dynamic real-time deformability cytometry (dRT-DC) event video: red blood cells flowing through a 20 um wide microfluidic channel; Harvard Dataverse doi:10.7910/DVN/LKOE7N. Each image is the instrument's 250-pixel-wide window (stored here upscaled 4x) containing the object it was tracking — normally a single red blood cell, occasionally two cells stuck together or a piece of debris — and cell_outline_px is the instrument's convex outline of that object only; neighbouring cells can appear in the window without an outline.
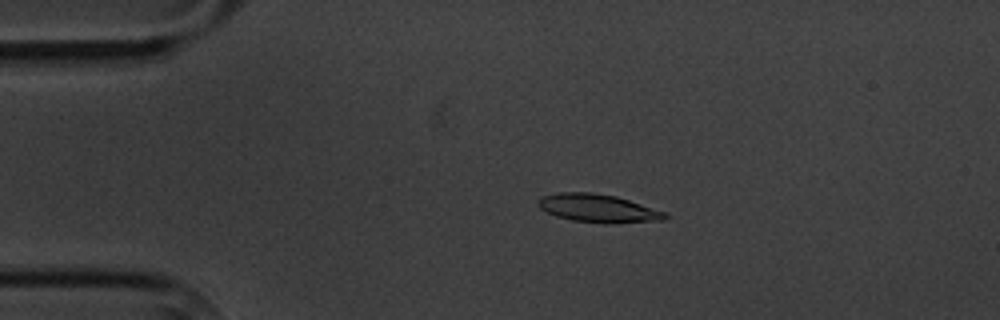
{"species": "common noctule bat (a hibernating species)", "species_latin": "Nyctalus noctula", "temperature_condition": "cold", "stored_images_in_passage": 10, "camera_frame_rate_fps": 3000, "um_per_image_px": 0.085, "animal": {"sex": "male", "body_mass_g": 20.1, "forearm_length_mm": 53.5}, "frame": {"image": 1, "passage_image": 4, "time_ms": 3.667, "image_size_px": [1000, 320], "cell_outline_px": [[668, 220], [612, 224], [604, 224], [572, 220], [556, 216], [540, 208], [540, 196], [560, 192], [592, 192], [616, 196], [668, 212]], "centroid_in_image_um": [50.93, 17.72], "position_along_channel_um": 34.1, "area_um2": 21.1}}
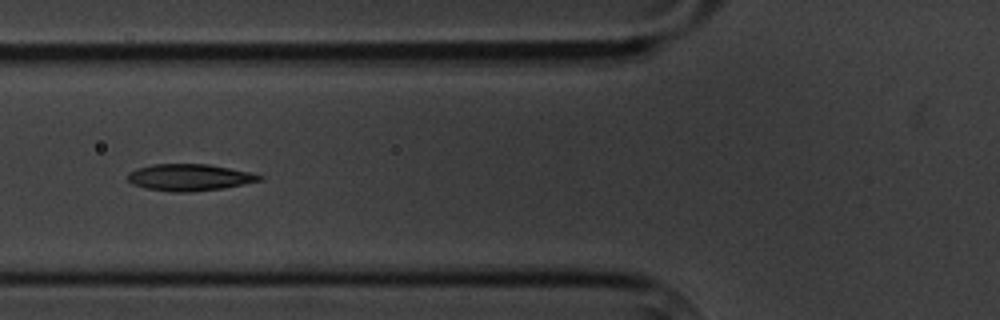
{"frame": {"image": 2, "passage_image": 7, "time_ms": 7.0, "image_size_px": [1000, 320], "cell_outline_px": [[264, 180], [224, 188], [188, 192], [176, 192], [144, 188], [132, 184], [128, 180], [128, 172], [136, 168], [152, 164], [208, 164], [248, 172], [264, 176]], "centroid_in_image_um": [16.09, 15.08], "position_along_channel_um": 109.7, "area_um2": 20.52}}
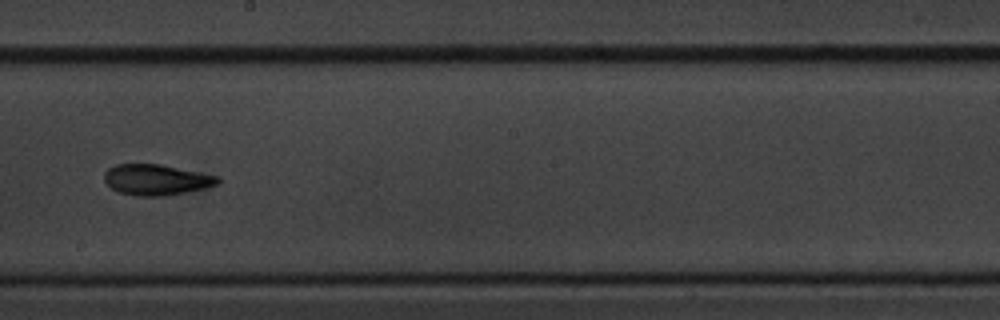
{"frame": {"image": 3, "passage_image": 10, "time_ms": 10.667, "image_size_px": [1000, 320], "cell_outline_px": [[220, 184], [204, 188], [164, 196], [136, 196], [120, 192], [112, 188], [104, 180], [104, 172], [108, 168], [116, 164], [160, 164], [220, 176]], "centroid_in_image_um": [13.3, 15.27], "position_along_channel_um": 234.9, "area_um2": 20.35}}